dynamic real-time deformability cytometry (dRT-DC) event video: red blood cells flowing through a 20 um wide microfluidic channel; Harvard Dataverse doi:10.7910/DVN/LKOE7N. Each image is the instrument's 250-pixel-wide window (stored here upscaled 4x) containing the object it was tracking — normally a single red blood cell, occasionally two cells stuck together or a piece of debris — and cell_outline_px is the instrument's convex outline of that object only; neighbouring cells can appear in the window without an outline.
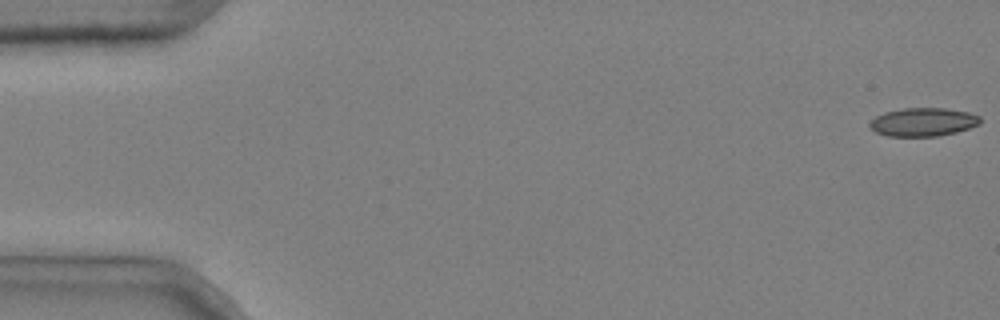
{"species": "common noctule bat (a hibernating species)", "species_latin": "Nyctalus noctula", "temperature_condition": "cold", "stored_images_in_passage": 4, "camera_frame_rate_fps": 3000, "um_per_image_px": 0.085, "animal": {"sex": "male", "body_mass_g": 20.4}, "frame": {"image": 1, "passage_image": 1, "time_ms": 0.0, "image_size_px": [1000, 320], "cell_outline_px": [[980, 124], [956, 132], [936, 136], [888, 136], [876, 132], [868, 124], [876, 116], [884, 112], [904, 108], [944, 108], [968, 112], [980, 116]], "centroid_in_image_um": [78.46, 10.37], "position_along_channel_um": 6.5, "area_um2": 18.15}}
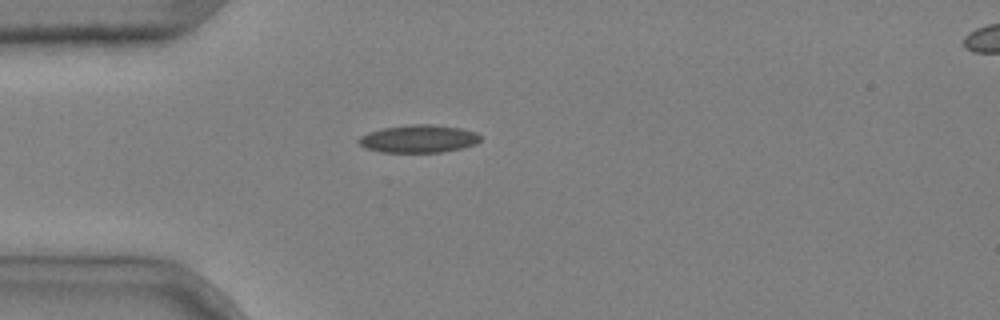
{"frame": {"image": 2, "passage_image": 4, "time_ms": 1.0, "image_size_px": [1000, 320], "cell_outline_px": [[480, 140], [476, 144], [464, 148], [444, 152], [380, 152], [364, 148], [356, 140], [360, 136], [368, 132], [384, 128], [412, 124], [432, 124], [460, 128], [476, 132], [480, 136]], "centroid_in_image_um": [35.58, 11.8], "position_along_channel_um": 49.4, "area_um2": 19.83}}